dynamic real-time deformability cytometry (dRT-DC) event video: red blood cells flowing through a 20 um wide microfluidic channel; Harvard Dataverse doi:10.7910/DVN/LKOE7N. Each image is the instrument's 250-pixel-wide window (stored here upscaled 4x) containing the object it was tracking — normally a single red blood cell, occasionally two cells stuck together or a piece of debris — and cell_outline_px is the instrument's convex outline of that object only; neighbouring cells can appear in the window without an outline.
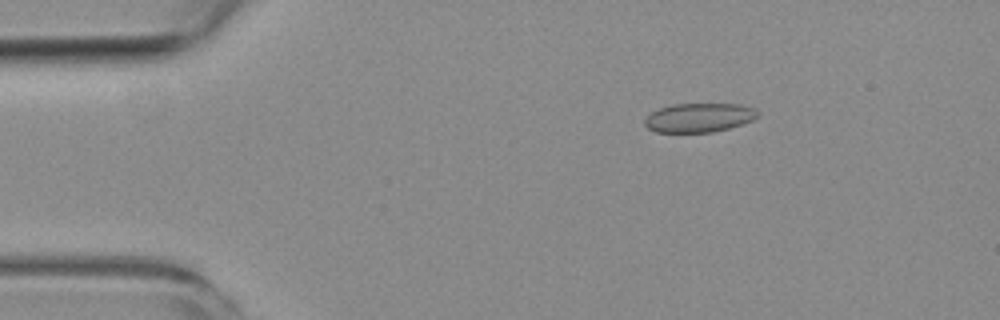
{"species": "common noctule bat (a hibernating species)", "species_latin": "Nyctalus noctula", "temperature_condition": "room temperature", "stored_images_in_passage": 5, "camera_frame_rate_fps": 3000, "um_per_image_px": 0.085, "animal": {"sex": "female", "body_mass_g": 19.3, "forearm_length_mm": 54.1}, "frame": {"image": 1, "passage_image": 3, "time_ms": 2.333, "image_size_px": [1000, 320], "cell_outline_px": [[756, 116], [752, 120], [728, 128], [712, 132], [656, 132], [648, 128], [644, 124], [644, 120], [652, 112], [660, 108], [672, 104], [740, 104], [756, 108]], "centroid_in_image_um": [59.39, 9.99], "position_along_channel_um": 25.6, "area_um2": 18.9}}